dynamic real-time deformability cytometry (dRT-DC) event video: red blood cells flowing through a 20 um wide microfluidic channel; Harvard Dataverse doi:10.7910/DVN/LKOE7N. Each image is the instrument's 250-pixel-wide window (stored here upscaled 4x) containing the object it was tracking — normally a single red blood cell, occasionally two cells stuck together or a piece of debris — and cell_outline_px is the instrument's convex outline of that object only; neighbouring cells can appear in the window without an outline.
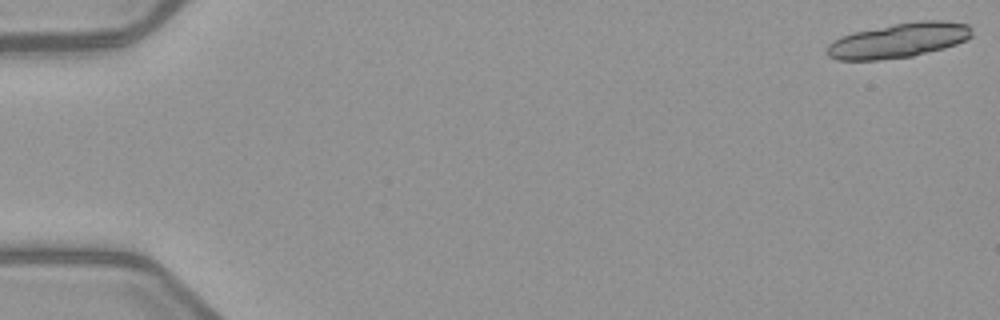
{"species": "common noctule bat (a hibernating species)", "species_latin": "Nyctalus noctula", "temperature_condition": "warm", "stored_images_in_passage": 7, "segment_of_instrument_passage": [1, 2], "camera_frame_rate_fps": 3000, "um_per_image_px": 0.085, "animal": {"sex": "female", "body_mass_g": 21.9}, "frame": {"image": 1, "passage_image": 1, "time_ms": 0.0, "image_size_px": [1000, 320], "cell_outline_px": [[972, 36], [956, 44], [944, 48], [912, 56], [880, 60], [836, 60], [828, 56], [828, 44], [832, 40], [840, 36], [856, 32], [896, 24], [920, 20], [944, 20], [968, 24], [972, 32]], "centroid_in_image_um": [76.39, 3.44], "position_along_channel_um": 8.6, "area_um2": 29.13}}